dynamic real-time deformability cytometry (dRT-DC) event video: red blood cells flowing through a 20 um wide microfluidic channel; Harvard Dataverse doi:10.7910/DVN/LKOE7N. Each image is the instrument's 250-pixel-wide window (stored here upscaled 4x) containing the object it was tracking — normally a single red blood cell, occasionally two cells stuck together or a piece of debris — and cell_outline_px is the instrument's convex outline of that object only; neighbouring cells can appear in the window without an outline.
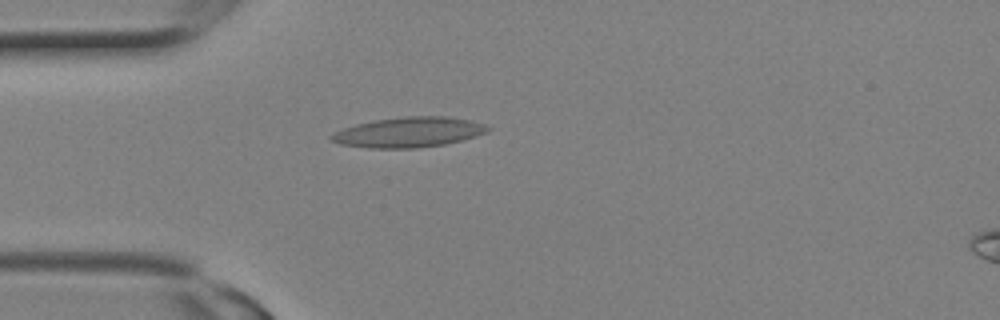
{"species": "Egyptian fruit bat (a non-hibernating species)", "species_latin": "Rousettus aegyptiacus", "temperature_condition": "room temperature", "stored_images_in_passage": 11, "camera_frame_rate_fps": 3000, "um_per_image_px": 0.085, "animal": {"sex": "female"}, "frame": {"image": 1, "passage_image": 1, "time_ms": 0.0, "image_size_px": [1000, 320], "cell_outline_px": [[492, 128], [488, 132], [476, 136], [444, 144], [416, 148], [368, 148], [340, 144], [332, 140], [328, 136], [344, 128], [356, 124], [376, 120], [408, 116], [444, 116], [472, 120], [484, 124]], "centroid_in_image_um": [34.77, 11.24], "position_along_channel_um": 50.2, "area_um2": 27.34}}
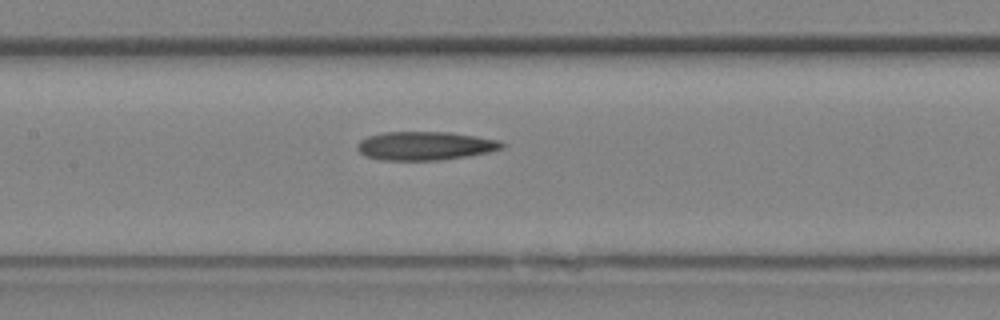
{"frame": {"image": 2, "passage_image": 6, "time_ms": 1.667, "image_size_px": [1000, 320], "cell_outline_px": [[504, 148], [488, 152], [468, 156], [440, 160], [380, 160], [364, 156], [356, 148], [356, 144], [360, 140], [368, 136], [384, 132], [448, 132], [476, 136], [500, 140], [504, 144]], "centroid_in_image_um": [36.11, 12.4], "position_along_channel_um": 171.3, "area_um2": 24.22}}
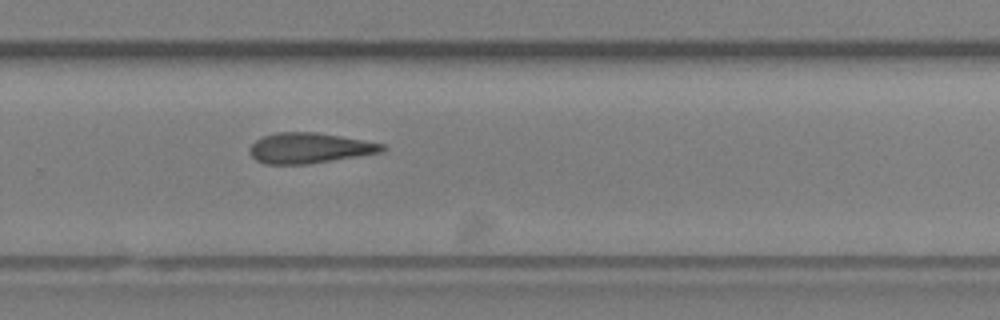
{"frame": {"image": 3, "passage_image": 11, "time_ms": 3.333, "image_size_px": [1000, 320], "cell_outline_px": [[388, 148], [384, 152], [308, 164], [264, 164], [256, 160], [252, 156], [248, 148], [256, 140], [264, 136], [276, 132], [316, 132], [340, 136], [384, 144]], "centroid_in_image_um": [26.31, 12.59], "position_along_channel_um": 303.5, "area_um2": 23.52}}